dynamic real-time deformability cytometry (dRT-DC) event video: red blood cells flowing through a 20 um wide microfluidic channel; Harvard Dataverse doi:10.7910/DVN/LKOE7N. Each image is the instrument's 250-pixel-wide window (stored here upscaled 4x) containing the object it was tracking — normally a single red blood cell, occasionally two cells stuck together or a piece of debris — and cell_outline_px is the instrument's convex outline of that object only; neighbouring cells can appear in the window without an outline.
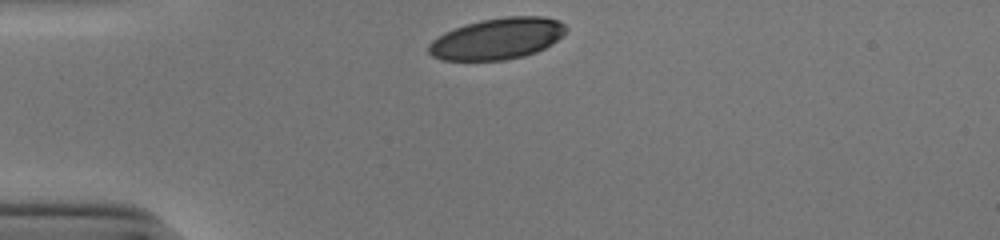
{"species": "human", "species_latin": "Homo sapiens", "temperature_condition": "cold", "stored_images_in_passage": 30, "camera_frame_rate_fps": 3000, "um_per_image_px": 0.085, "donor": {"sex": "male"}, "frame": {"image": 1, "passage_image": 1, "time_ms": 0.0, "image_size_px": [1000, 240], "cell_outline_px": [[568, 28], [552, 44], [536, 52], [524, 56], [504, 60], [440, 60], [432, 56], [428, 52], [428, 44], [432, 40], [444, 32], [480, 20], [504, 16], [544, 16], [560, 20]], "centroid_in_image_um": [42.27, 3.28], "position_along_channel_um": 42.7, "area_um2": 33.12}}
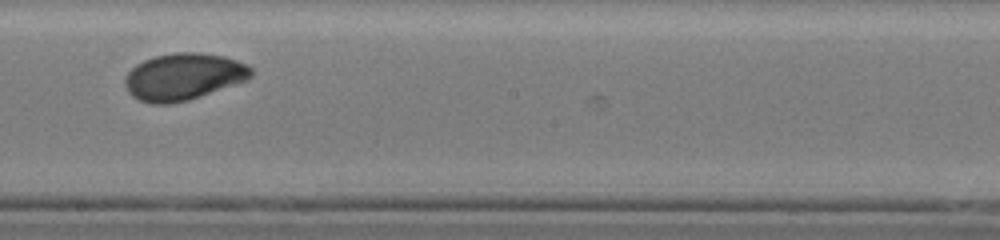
{"frame": {"image": 2, "passage_image": 18, "time_ms": 5.667, "image_size_px": [1000, 240], "cell_outline_px": [[252, 76], [248, 80], [188, 100], [168, 104], [152, 104], [140, 100], [132, 96], [128, 92], [124, 84], [124, 80], [128, 72], [136, 64], [144, 60], [156, 56], [176, 52], [200, 52], [224, 56], [236, 60], [252, 68]], "centroid_in_image_um": [15.59, 6.52], "position_along_channel_um": 232.6, "area_um2": 34.45}}
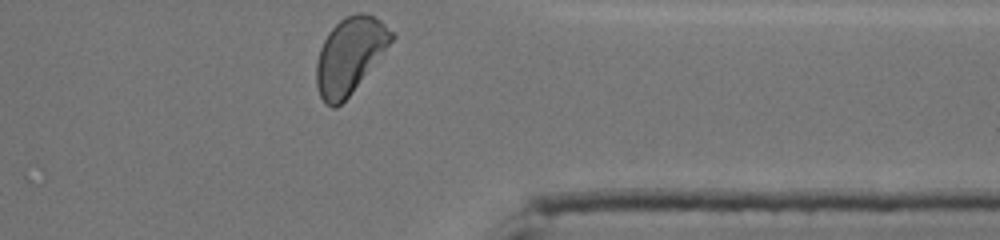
{"frame": {"image": 3, "passage_image": 30, "time_ms": 9.667, "image_size_px": [1000, 240], "cell_outline_px": [[396, 36], [352, 92], [336, 108], [332, 108], [324, 104], [320, 96], [316, 84], [316, 60], [320, 48], [328, 32], [344, 16], [356, 12], [364, 12], [380, 20], [396, 32]], "centroid_in_image_um": [29.72, 4.69], "position_along_channel_um": 381.7, "area_um2": 33.23}, "authors_computed_cell_mechanics": {"area_um2": 33.9286, "velocity_mm_per_s": 3.8934, "shape_relaxation_time_tau1_ms": 5.4605, "shape_relaxation_time_tau2_ms": 1.9602, "deformation_change_tau1": 0.1764, "deformation_change_tau2": 0.0527}}